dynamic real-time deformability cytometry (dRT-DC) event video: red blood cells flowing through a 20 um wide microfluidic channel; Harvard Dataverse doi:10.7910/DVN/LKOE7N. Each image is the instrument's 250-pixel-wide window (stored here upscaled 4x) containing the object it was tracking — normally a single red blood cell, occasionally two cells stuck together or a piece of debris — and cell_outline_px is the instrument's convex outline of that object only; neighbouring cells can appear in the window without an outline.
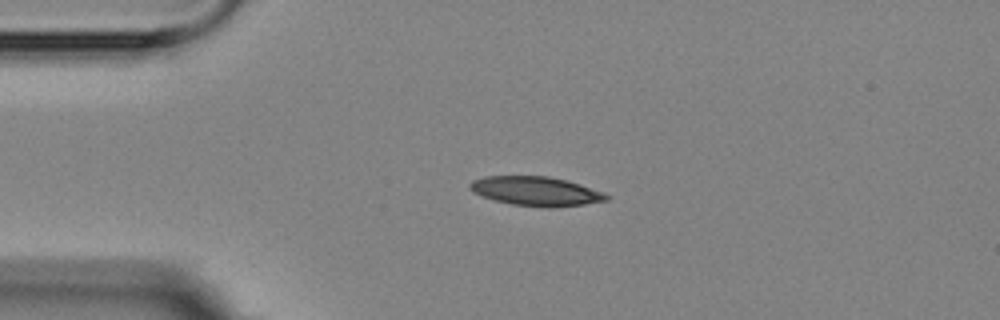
{"species": "Egyptian fruit bat (a non-hibernating species)", "species_latin": "Rousettus aegyptiacus", "temperature_condition": "room temperature", "stored_images_in_passage": 2, "camera_frame_rate_fps": 3000, "um_per_image_px": 0.085, "animal": {"sex": "female"}, "frame": {"image": 1, "passage_image": 1, "time_ms": 0.0, "image_size_px": [1000, 320], "cell_outline_px": [[608, 200], [584, 204], [556, 208], [548, 208], [512, 204], [496, 200], [472, 192], [468, 188], [468, 184], [472, 180], [484, 176], [548, 176], [568, 180], [604, 192], [608, 196]], "centroid_in_image_um": [45.55, 16.25], "position_along_channel_um": 39.4, "area_um2": 23.35}}